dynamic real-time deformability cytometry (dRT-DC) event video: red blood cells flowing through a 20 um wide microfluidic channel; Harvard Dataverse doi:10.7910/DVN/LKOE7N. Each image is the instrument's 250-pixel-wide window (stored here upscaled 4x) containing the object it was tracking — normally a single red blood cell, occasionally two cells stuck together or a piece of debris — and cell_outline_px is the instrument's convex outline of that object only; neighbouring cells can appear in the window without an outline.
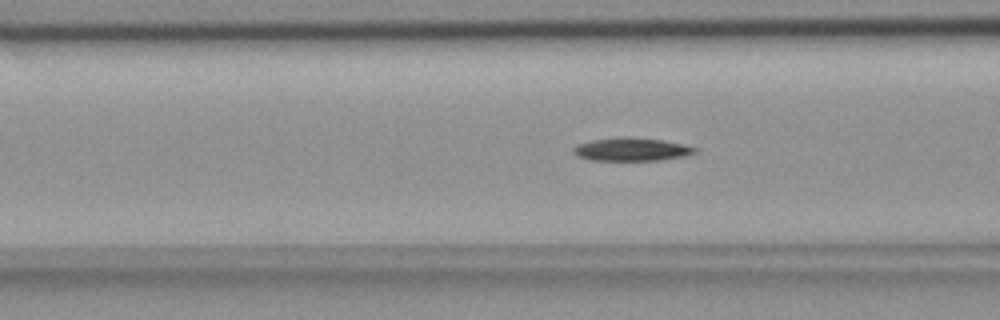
{"species": "common noctule bat (a hibernating species)", "species_latin": "Nyctalus noctula", "temperature_condition": "room temperature", "stored_images_in_passage": 56, "camera_frame_rate_fps": 3000, "um_per_image_px": 0.085, "animal": {"sex": "female", "body_mass_g": 18.4}, "frame": {"image": 1, "passage_image": 21, "time_ms": 6.667, "image_size_px": [1000, 320], "cell_outline_px": [[696, 152], [684, 156], [660, 160], [588, 160], [572, 152], [572, 148], [576, 144], [592, 140], [628, 136], [660, 140], [684, 144], [696, 148]], "centroid_in_image_um": [53.65, 12.69], "position_along_channel_um": 113.0, "area_um2": 16.3}}
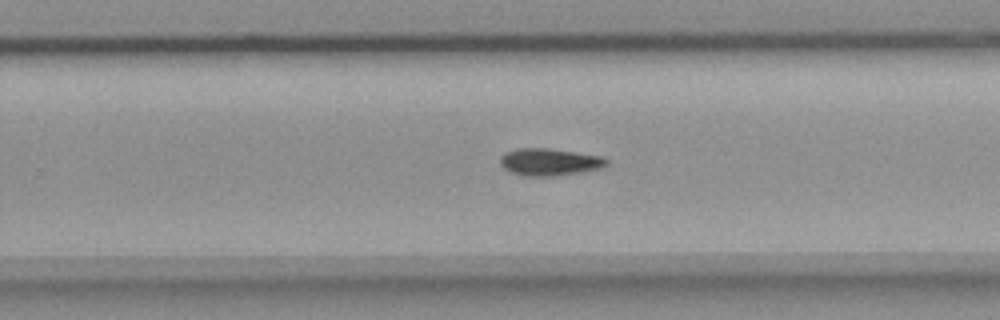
{"frame": {"image": 2, "passage_image": 35, "time_ms": 11.333, "image_size_px": [1000, 320], "cell_outline_px": [[608, 164], [600, 168], [580, 172], [556, 176], [524, 176], [512, 172], [504, 168], [500, 164], [500, 156], [504, 152], [516, 148], [548, 148], [600, 156], [608, 160]], "centroid_in_image_um": [46.66, 13.76], "position_along_channel_um": 283.1, "area_um2": 16.82}}
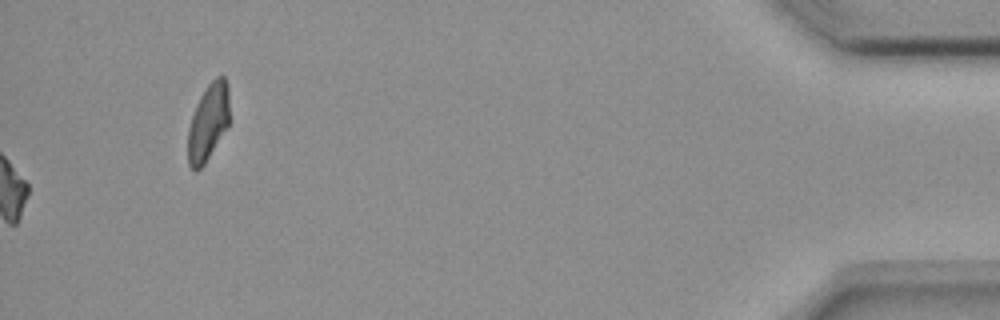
{"frame": {"image": 3, "passage_image": 56, "time_ms": 18.333, "image_size_px": [1000, 320], "cell_outline_px": [[228, 128], [204, 164], [196, 172], [188, 164], [188, 128], [196, 104], [200, 96], [208, 84], [216, 76], [224, 76], [228, 84]], "centroid_in_image_um": [17.69, 10.39], "position_along_channel_um": 417.5, "area_um2": 18.61}, "authors_computed_cell_mechanics": {"area_um2": 16.0395, "velocity_mm_per_s": 3.6583, "shape_relaxation_time_tau1_ms": 7.7683, "shape_relaxation_time_tau2_ms": null, "deformation_change_tau1": 0.1497, "deformation_change_tau2": null}}